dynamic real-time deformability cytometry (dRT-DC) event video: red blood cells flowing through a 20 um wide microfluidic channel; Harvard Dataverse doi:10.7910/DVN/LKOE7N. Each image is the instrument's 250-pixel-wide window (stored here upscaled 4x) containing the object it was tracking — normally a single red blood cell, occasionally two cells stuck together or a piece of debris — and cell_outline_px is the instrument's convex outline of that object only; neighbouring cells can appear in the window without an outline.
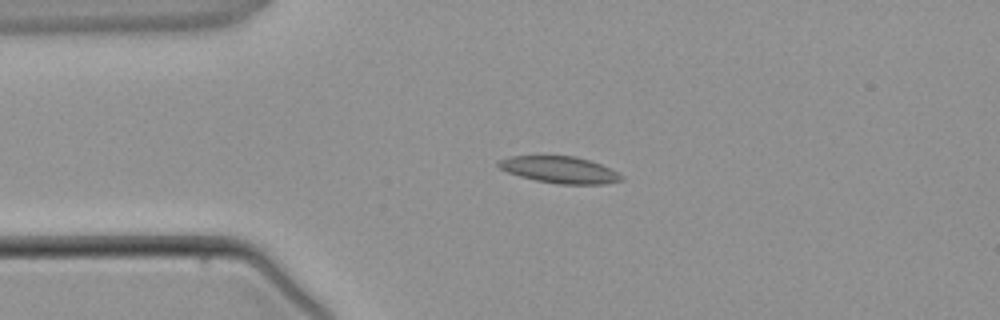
{"species": "common noctule bat (a hibernating species)", "species_latin": "Nyctalus noctula", "temperature_condition": "warm", "stored_images_in_passage": 4, "camera_frame_rate_fps": 3000, "um_per_image_px": 0.085, "animal": {"sex": "male", "body_mass_g": 21.5, "forearm_length_mm": 52.0}, "frame": {"image": 1, "passage_image": 3, "time_ms": 2.333, "image_size_px": [1000, 320], "cell_outline_px": [[624, 176], [620, 180], [604, 184], [556, 184], [536, 180], [520, 176], [508, 172], [500, 168], [496, 164], [500, 160], [508, 156], [576, 156], [600, 164]], "centroid_in_image_um": [47.54, 14.43], "position_along_channel_um": 37.5, "area_um2": 18.9}}
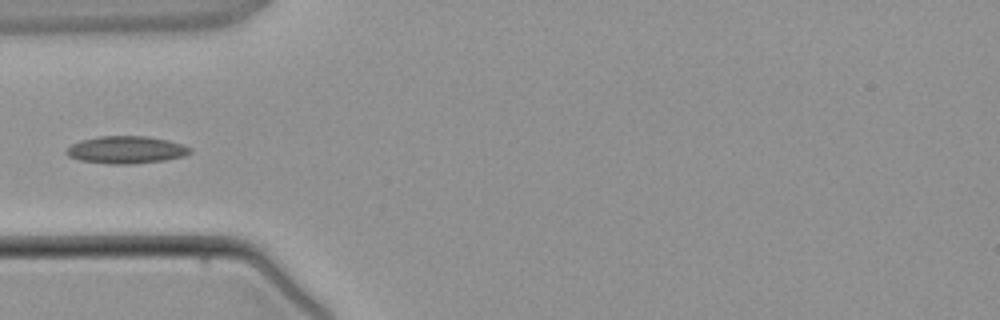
{"frame": {"image": 2, "passage_image": 4, "time_ms": 3.667, "image_size_px": [1000, 320], "cell_outline_px": [[192, 152], [184, 156], [164, 160], [132, 164], [108, 164], [80, 160], [68, 156], [64, 152], [72, 144], [80, 140], [100, 136], [144, 136], [168, 140], [192, 148]], "centroid_in_image_um": [10.71, 12.74], "position_along_channel_um": 74.3, "area_um2": 19.71}}